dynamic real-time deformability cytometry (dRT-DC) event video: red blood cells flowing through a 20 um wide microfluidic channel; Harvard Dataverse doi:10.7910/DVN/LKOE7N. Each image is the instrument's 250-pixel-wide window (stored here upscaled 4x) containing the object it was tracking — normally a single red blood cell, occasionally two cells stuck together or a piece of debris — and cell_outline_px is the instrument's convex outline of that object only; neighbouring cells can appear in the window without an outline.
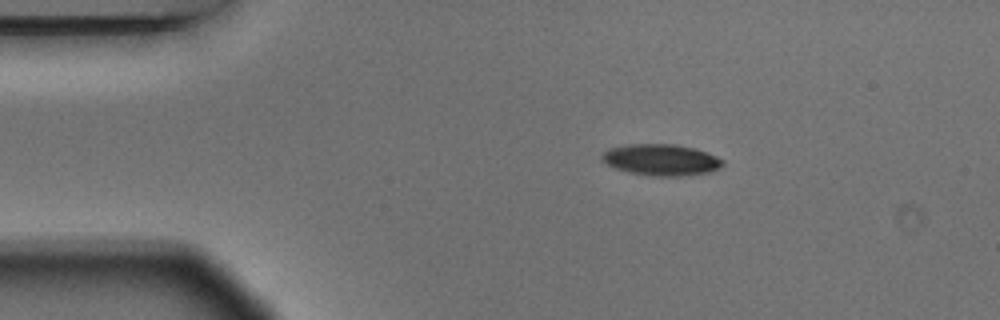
{"species": "Egyptian fruit bat (a non-hibernating species)", "species_latin": "Rousettus aegyptiacus", "temperature_condition": "warm", "stored_images_in_passage": 4, "camera_frame_rate_fps": 3000, "um_per_image_px": 0.085, "animal": {"sex": "male"}, "frame": {"image": 1, "passage_image": 1, "time_ms": 0.0, "image_size_px": [1000, 320], "cell_outline_px": [[724, 164], [720, 168], [712, 172], [688, 176], [652, 176], [628, 172], [616, 168], [600, 160], [600, 156], [608, 148], [628, 144], [676, 144], [708, 152], [724, 160]], "centroid_in_image_um": [56.22, 13.59], "position_along_channel_um": 28.8, "area_um2": 22.37}}
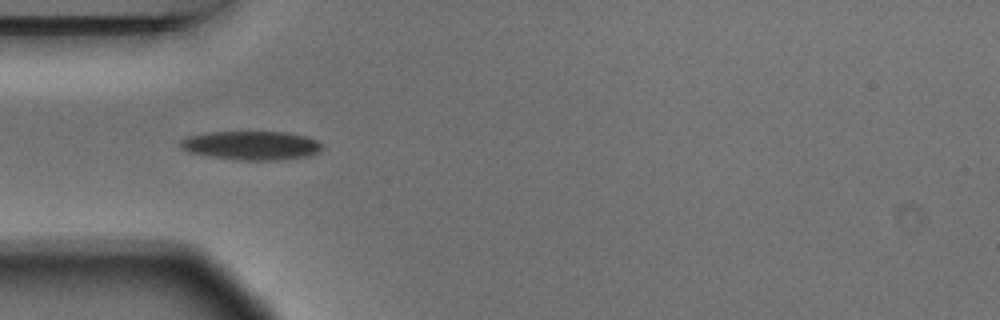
{"frame": {"image": 2, "passage_image": 3, "time_ms": 0.667, "image_size_px": [1000, 320], "cell_outline_px": [[320, 148], [312, 156], [284, 160], [240, 160], [208, 156], [188, 152], [180, 148], [180, 140], [188, 136], [208, 132], [284, 132], [304, 136], [316, 140], [320, 144]], "centroid_in_image_um": [21.32, 12.37], "position_along_channel_um": 63.7, "area_um2": 23.81}}
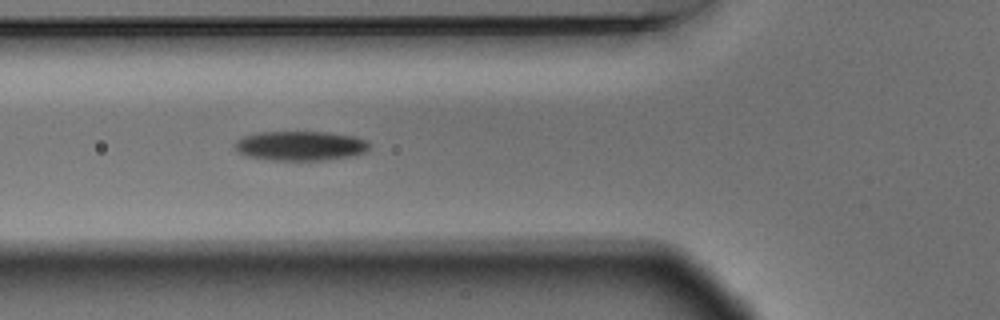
{"frame": {"image": 3, "passage_image": 4, "time_ms": 1.0, "image_size_px": [1000, 320], "cell_outline_px": [[368, 148], [364, 152], [352, 156], [320, 160], [272, 160], [248, 156], [240, 152], [236, 148], [236, 140], [244, 136], [256, 132], [328, 132], [356, 136], [368, 140]], "centroid_in_image_um": [25.56, 12.38], "position_along_channel_um": 100.2, "area_um2": 23.0}}